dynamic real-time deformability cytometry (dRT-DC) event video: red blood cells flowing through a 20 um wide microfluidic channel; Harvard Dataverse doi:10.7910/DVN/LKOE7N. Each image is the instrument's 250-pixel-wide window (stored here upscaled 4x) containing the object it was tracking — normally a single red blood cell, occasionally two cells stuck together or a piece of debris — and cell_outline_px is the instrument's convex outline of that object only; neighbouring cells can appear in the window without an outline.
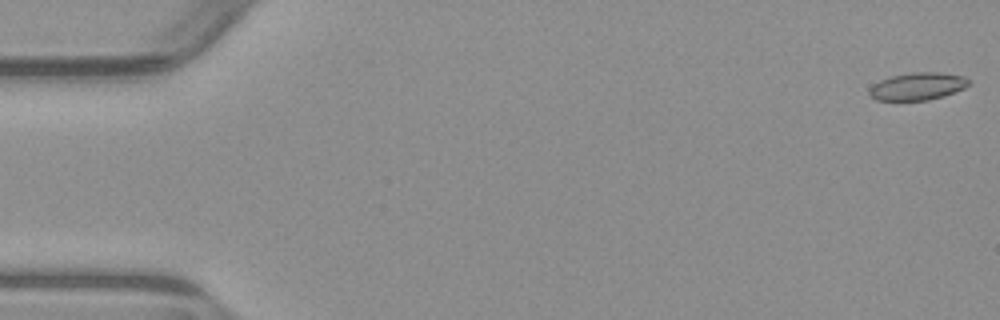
{"species": "common noctule bat (a hibernating species)", "species_latin": "Nyctalus noctula", "temperature_condition": "warm", "stored_images_in_passage": 53, "camera_frame_rate_fps": 3000, "um_per_image_px": 0.085, "animal": {"sex": "male", "body_mass_g": 23.1, "forearm_length_mm": 52.7}, "frame": {"image": 1, "passage_image": 1, "time_ms": 0.0, "image_size_px": [1000, 320], "cell_outline_px": [[972, 84], [964, 88], [944, 96], [928, 100], [876, 100], [868, 96], [868, 88], [872, 84], [880, 80], [892, 76], [912, 72], [940, 72], [964, 76], [972, 80]], "centroid_in_image_um": [78.0, 7.33], "position_along_channel_um": 7.0, "area_um2": 16.24}}
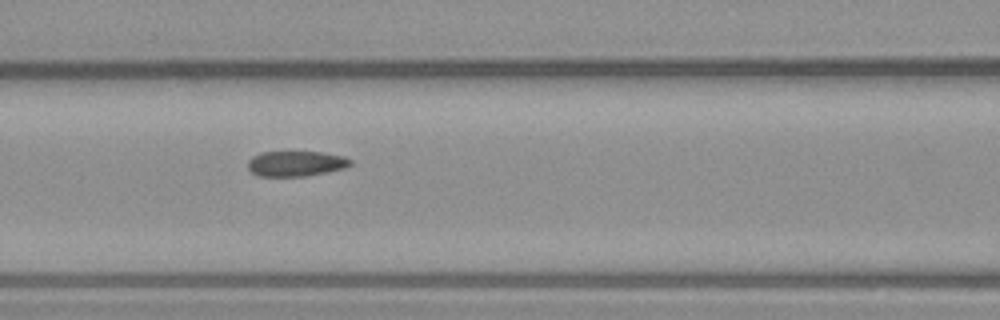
{"frame": {"image": 2, "passage_image": 23, "time_ms": 7.333, "image_size_px": [1000, 320], "cell_outline_px": [[352, 164], [344, 168], [328, 172], [304, 176], [260, 176], [252, 172], [248, 168], [248, 160], [252, 156], [260, 152], [320, 152], [344, 156], [352, 160]], "centroid_in_image_um": [25.15, 13.9], "position_along_channel_um": 141.4, "area_um2": 15.14}}
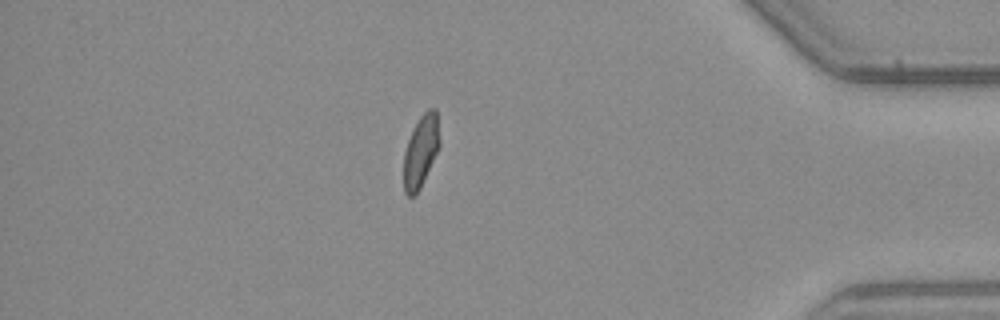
{"frame": {"image": 3, "passage_image": 46, "time_ms": 15.0, "image_size_px": [1000, 320], "cell_outline_px": [[440, 148], [420, 188], [412, 196], [408, 196], [404, 192], [404, 152], [412, 128], [420, 116], [428, 108], [436, 108], [440, 140]], "centroid_in_image_um": [35.78, 12.81], "position_along_channel_um": 399.4, "area_um2": 15.2}, "authors_computed_cell_mechanics": {"area_um2": 16.0684, "velocity_mm_per_s": 3.9045, "shape_relaxation_time_tau1_ms": null, "shape_relaxation_time_tau2_ms": 1.3053, "deformation_change_tau1": null, "deformation_change_tau2": 0.0679}}